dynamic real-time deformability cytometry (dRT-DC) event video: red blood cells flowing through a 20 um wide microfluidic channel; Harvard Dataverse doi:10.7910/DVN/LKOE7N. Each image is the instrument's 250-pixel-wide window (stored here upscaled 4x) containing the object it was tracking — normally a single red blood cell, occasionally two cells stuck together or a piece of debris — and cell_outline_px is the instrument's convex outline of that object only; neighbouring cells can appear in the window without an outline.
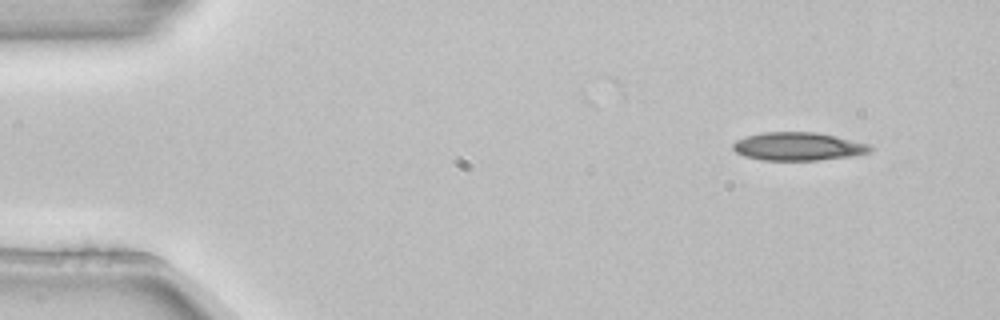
{"species": "common noctule bat (a hibernating species)", "species_latin": "Nyctalus noctula", "temperature_condition": "room temperature", "stored_images_in_passage": 3, "camera_frame_rate_fps": 3000, "um_per_image_px": 0.085, "animal": {"sex": "female", "body_mass_g": 22.7, "forearm_length_mm": 54.2}, "frame": {"image": 1, "passage_image": 1, "time_ms": 0.0, "image_size_px": [1000, 320], "cell_outline_px": [[872, 152], [852, 156], [816, 160], [760, 160], [744, 156], [736, 152], [732, 148], [732, 144], [736, 140], [744, 136], [760, 132], [816, 132], [836, 136], [872, 144]], "centroid_in_image_um": [67.84, 12.44], "position_along_channel_um": 17.2, "area_um2": 22.83}}